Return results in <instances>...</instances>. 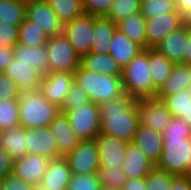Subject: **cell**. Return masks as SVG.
<instances>
[{
	"instance_id": "obj_10",
	"label": "cell",
	"mask_w": 191,
	"mask_h": 190,
	"mask_svg": "<svg viewBox=\"0 0 191 190\" xmlns=\"http://www.w3.org/2000/svg\"><path fill=\"white\" fill-rule=\"evenodd\" d=\"M136 102L140 124L162 133L173 117L166 104L156 98L138 99Z\"/></svg>"
},
{
	"instance_id": "obj_32",
	"label": "cell",
	"mask_w": 191,
	"mask_h": 190,
	"mask_svg": "<svg viewBox=\"0 0 191 190\" xmlns=\"http://www.w3.org/2000/svg\"><path fill=\"white\" fill-rule=\"evenodd\" d=\"M48 36L44 33L43 29L36 25L34 22L24 19L19 25L18 41L17 43L26 45L28 47H37L45 45Z\"/></svg>"
},
{
	"instance_id": "obj_18",
	"label": "cell",
	"mask_w": 191,
	"mask_h": 190,
	"mask_svg": "<svg viewBox=\"0 0 191 190\" xmlns=\"http://www.w3.org/2000/svg\"><path fill=\"white\" fill-rule=\"evenodd\" d=\"M188 22L167 35L156 47L174 64H185V50L187 47Z\"/></svg>"
},
{
	"instance_id": "obj_36",
	"label": "cell",
	"mask_w": 191,
	"mask_h": 190,
	"mask_svg": "<svg viewBox=\"0 0 191 190\" xmlns=\"http://www.w3.org/2000/svg\"><path fill=\"white\" fill-rule=\"evenodd\" d=\"M140 6L141 0H114L105 17L111 19L117 25L129 15L140 12Z\"/></svg>"
},
{
	"instance_id": "obj_3",
	"label": "cell",
	"mask_w": 191,
	"mask_h": 190,
	"mask_svg": "<svg viewBox=\"0 0 191 190\" xmlns=\"http://www.w3.org/2000/svg\"><path fill=\"white\" fill-rule=\"evenodd\" d=\"M74 82L82 87L90 101L97 105L123 96L122 77L100 74L83 69L81 66L73 73Z\"/></svg>"
},
{
	"instance_id": "obj_4",
	"label": "cell",
	"mask_w": 191,
	"mask_h": 190,
	"mask_svg": "<svg viewBox=\"0 0 191 190\" xmlns=\"http://www.w3.org/2000/svg\"><path fill=\"white\" fill-rule=\"evenodd\" d=\"M20 126L25 129L49 127L60 108L49 102L40 90L22 92L18 98Z\"/></svg>"
},
{
	"instance_id": "obj_34",
	"label": "cell",
	"mask_w": 191,
	"mask_h": 190,
	"mask_svg": "<svg viewBox=\"0 0 191 190\" xmlns=\"http://www.w3.org/2000/svg\"><path fill=\"white\" fill-rule=\"evenodd\" d=\"M25 18V3L19 0H0V22L20 25Z\"/></svg>"
},
{
	"instance_id": "obj_28",
	"label": "cell",
	"mask_w": 191,
	"mask_h": 190,
	"mask_svg": "<svg viewBox=\"0 0 191 190\" xmlns=\"http://www.w3.org/2000/svg\"><path fill=\"white\" fill-rule=\"evenodd\" d=\"M80 66L83 69L95 71L100 74L122 77V68L109 54H85L81 56Z\"/></svg>"
},
{
	"instance_id": "obj_21",
	"label": "cell",
	"mask_w": 191,
	"mask_h": 190,
	"mask_svg": "<svg viewBox=\"0 0 191 190\" xmlns=\"http://www.w3.org/2000/svg\"><path fill=\"white\" fill-rule=\"evenodd\" d=\"M191 83V65L175 64L170 77L159 86L155 98L163 101L166 97L188 89Z\"/></svg>"
},
{
	"instance_id": "obj_52",
	"label": "cell",
	"mask_w": 191,
	"mask_h": 190,
	"mask_svg": "<svg viewBox=\"0 0 191 190\" xmlns=\"http://www.w3.org/2000/svg\"><path fill=\"white\" fill-rule=\"evenodd\" d=\"M185 51V64L191 65V22H188L187 47Z\"/></svg>"
},
{
	"instance_id": "obj_26",
	"label": "cell",
	"mask_w": 191,
	"mask_h": 190,
	"mask_svg": "<svg viewBox=\"0 0 191 190\" xmlns=\"http://www.w3.org/2000/svg\"><path fill=\"white\" fill-rule=\"evenodd\" d=\"M117 25L105 16H94L92 48L89 53L108 54Z\"/></svg>"
},
{
	"instance_id": "obj_39",
	"label": "cell",
	"mask_w": 191,
	"mask_h": 190,
	"mask_svg": "<svg viewBox=\"0 0 191 190\" xmlns=\"http://www.w3.org/2000/svg\"><path fill=\"white\" fill-rule=\"evenodd\" d=\"M101 186L121 188L124 182L128 179L122 166L114 168L100 167L98 170Z\"/></svg>"
},
{
	"instance_id": "obj_58",
	"label": "cell",
	"mask_w": 191,
	"mask_h": 190,
	"mask_svg": "<svg viewBox=\"0 0 191 190\" xmlns=\"http://www.w3.org/2000/svg\"><path fill=\"white\" fill-rule=\"evenodd\" d=\"M188 90H189V92L191 93V83H190V85H189V87H188Z\"/></svg>"
},
{
	"instance_id": "obj_53",
	"label": "cell",
	"mask_w": 191,
	"mask_h": 190,
	"mask_svg": "<svg viewBox=\"0 0 191 190\" xmlns=\"http://www.w3.org/2000/svg\"><path fill=\"white\" fill-rule=\"evenodd\" d=\"M33 190H53V189H49L41 184H37L34 186V189Z\"/></svg>"
},
{
	"instance_id": "obj_14",
	"label": "cell",
	"mask_w": 191,
	"mask_h": 190,
	"mask_svg": "<svg viewBox=\"0 0 191 190\" xmlns=\"http://www.w3.org/2000/svg\"><path fill=\"white\" fill-rule=\"evenodd\" d=\"M94 140L98 148L100 167L114 168L123 165L129 142L102 133Z\"/></svg>"
},
{
	"instance_id": "obj_22",
	"label": "cell",
	"mask_w": 191,
	"mask_h": 190,
	"mask_svg": "<svg viewBox=\"0 0 191 190\" xmlns=\"http://www.w3.org/2000/svg\"><path fill=\"white\" fill-rule=\"evenodd\" d=\"M142 50L144 49L139 44L130 40L119 29H116L110 42L108 54L123 69Z\"/></svg>"
},
{
	"instance_id": "obj_56",
	"label": "cell",
	"mask_w": 191,
	"mask_h": 190,
	"mask_svg": "<svg viewBox=\"0 0 191 190\" xmlns=\"http://www.w3.org/2000/svg\"><path fill=\"white\" fill-rule=\"evenodd\" d=\"M191 145V143H190ZM189 175L191 176V146H190V164H189Z\"/></svg>"
},
{
	"instance_id": "obj_24",
	"label": "cell",
	"mask_w": 191,
	"mask_h": 190,
	"mask_svg": "<svg viewBox=\"0 0 191 190\" xmlns=\"http://www.w3.org/2000/svg\"><path fill=\"white\" fill-rule=\"evenodd\" d=\"M72 171L65 157L50 160L41 185L53 190H67Z\"/></svg>"
},
{
	"instance_id": "obj_50",
	"label": "cell",
	"mask_w": 191,
	"mask_h": 190,
	"mask_svg": "<svg viewBox=\"0 0 191 190\" xmlns=\"http://www.w3.org/2000/svg\"><path fill=\"white\" fill-rule=\"evenodd\" d=\"M170 190H191V176H175Z\"/></svg>"
},
{
	"instance_id": "obj_8",
	"label": "cell",
	"mask_w": 191,
	"mask_h": 190,
	"mask_svg": "<svg viewBox=\"0 0 191 190\" xmlns=\"http://www.w3.org/2000/svg\"><path fill=\"white\" fill-rule=\"evenodd\" d=\"M93 29L94 15L86 13L64 24L63 34L80 57L88 54L92 48Z\"/></svg>"
},
{
	"instance_id": "obj_57",
	"label": "cell",
	"mask_w": 191,
	"mask_h": 190,
	"mask_svg": "<svg viewBox=\"0 0 191 190\" xmlns=\"http://www.w3.org/2000/svg\"><path fill=\"white\" fill-rule=\"evenodd\" d=\"M3 187V178H0V190H2Z\"/></svg>"
},
{
	"instance_id": "obj_31",
	"label": "cell",
	"mask_w": 191,
	"mask_h": 190,
	"mask_svg": "<svg viewBox=\"0 0 191 190\" xmlns=\"http://www.w3.org/2000/svg\"><path fill=\"white\" fill-rule=\"evenodd\" d=\"M163 102L173 117H178L191 127V93L188 89L166 97Z\"/></svg>"
},
{
	"instance_id": "obj_27",
	"label": "cell",
	"mask_w": 191,
	"mask_h": 190,
	"mask_svg": "<svg viewBox=\"0 0 191 190\" xmlns=\"http://www.w3.org/2000/svg\"><path fill=\"white\" fill-rule=\"evenodd\" d=\"M14 58L35 68L42 76L49 72V58L45 45L28 47L17 43L14 46Z\"/></svg>"
},
{
	"instance_id": "obj_7",
	"label": "cell",
	"mask_w": 191,
	"mask_h": 190,
	"mask_svg": "<svg viewBox=\"0 0 191 190\" xmlns=\"http://www.w3.org/2000/svg\"><path fill=\"white\" fill-rule=\"evenodd\" d=\"M65 114L81 140H92L100 133L99 106L96 103L89 101Z\"/></svg>"
},
{
	"instance_id": "obj_29",
	"label": "cell",
	"mask_w": 191,
	"mask_h": 190,
	"mask_svg": "<svg viewBox=\"0 0 191 190\" xmlns=\"http://www.w3.org/2000/svg\"><path fill=\"white\" fill-rule=\"evenodd\" d=\"M117 29L146 49V19L141 12L129 15L117 24Z\"/></svg>"
},
{
	"instance_id": "obj_30",
	"label": "cell",
	"mask_w": 191,
	"mask_h": 190,
	"mask_svg": "<svg viewBox=\"0 0 191 190\" xmlns=\"http://www.w3.org/2000/svg\"><path fill=\"white\" fill-rule=\"evenodd\" d=\"M174 65L157 49L149 48V72L157 89L170 77Z\"/></svg>"
},
{
	"instance_id": "obj_23",
	"label": "cell",
	"mask_w": 191,
	"mask_h": 190,
	"mask_svg": "<svg viewBox=\"0 0 191 190\" xmlns=\"http://www.w3.org/2000/svg\"><path fill=\"white\" fill-rule=\"evenodd\" d=\"M132 142L157 164L163 149L162 133L140 124Z\"/></svg>"
},
{
	"instance_id": "obj_13",
	"label": "cell",
	"mask_w": 191,
	"mask_h": 190,
	"mask_svg": "<svg viewBox=\"0 0 191 190\" xmlns=\"http://www.w3.org/2000/svg\"><path fill=\"white\" fill-rule=\"evenodd\" d=\"M73 83V73L49 71L42 76L39 90L49 102L61 108Z\"/></svg>"
},
{
	"instance_id": "obj_35",
	"label": "cell",
	"mask_w": 191,
	"mask_h": 190,
	"mask_svg": "<svg viewBox=\"0 0 191 190\" xmlns=\"http://www.w3.org/2000/svg\"><path fill=\"white\" fill-rule=\"evenodd\" d=\"M20 126L18 99L0 101V132Z\"/></svg>"
},
{
	"instance_id": "obj_44",
	"label": "cell",
	"mask_w": 191,
	"mask_h": 190,
	"mask_svg": "<svg viewBox=\"0 0 191 190\" xmlns=\"http://www.w3.org/2000/svg\"><path fill=\"white\" fill-rule=\"evenodd\" d=\"M19 25L0 22V46L14 47L18 41Z\"/></svg>"
},
{
	"instance_id": "obj_55",
	"label": "cell",
	"mask_w": 191,
	"mask_h": 190,
	"mask_svg": "<svg viewBox=\"0 0 191 190\" xmlns=\"http://www.w3.org/2000/svg\"><path fill=\"white\" fill-rule=\"evenodd\" d=\"M19 1L27 4V3H30V2H35V1H40V0H19Z\"/></svg>"
},
{
	"instance_id": "obj_25",
	"label": "cell",
	"mask_w": 191,
	"mask_h": 190,
	"mask_svg": "<svg viewBox=\"0 0 191 190\" xmlns=\"http://www.w3.org/2000/svg\"><path fill=\"white\" fill-rule=\"evenodd\" d=\"M0 148L8 153L12 160L22 158L28 153L27 129L22 126L0 132Z\"/></svg>"
},
{
	"instance_id": "obj_6",
	"label": "cell",
	"mask_w": 191,
	"mask_h": 190,
	"mask_svg": "<svg viewBox=\"0 0 191 190\" xmlns=\"http://www.w3.org/2000/svg\"><path fill=\"white\" fill-rule=\"evenodd\" d=\"M45 46L49 71L74 73L80 67L81 57L63 33L49 37Z\"/></svg>"
},
{
	"instance_id": "obj_19",
	"label": "cell",
	"mask_w": 191,
	"mask_h": 190,
	"mask_svg": "<svg viewBox=\"0 0 191 190\" xmlns=\"http://www.w3.org/2000/svg\"><path fill=\"white\" fill-rule=\"evenodd\" d=\"M49 128L55 136L61 157H65L69 154L81 141L79 136L72 129L66 114L60 112L49 124Z\"/></svg>"
},
{
	"instance_id": "obj_11",
	"label": "cell",
	"mask_w": 191,
	"mask_h": 190,
	"mask_svg": "<svg viewBox=\"0 0 191 190\" xmlns=\"http://www.w3.org/2000/svg\"><path fill=\"white\" fill-rule=\"evenodd\" d=\"M26 19L41 27L48 37L63 33L64 23L45 0L27 3Z\"/></svg>"
},
{
	"instance_id": "obj_1",
	"label": "cell",
	"mask_w": 191,
	"mask_h": 190,
	"mask_svg": "<svg viewBox=\"0 0 191 190\" xmlns=\"http://www.w3.org/2000/svg\"><path fill=\"white\" fill-rule=\"evenodd\" d=\"M98 106L100 133L132 142L140 125L136 100L124 94Z\"/></svg>"
},
{
	"instance_id": "obj_5",
	"label": "cell",
	"mask_w": 191,
	"mask_h": 190,
	"mask_svg": "<svg viewBox=\"0 0 191 190\" xmlns=\"http://www.w3.org/2000/svg\"><path fill=\"white\" fill-rule=\"evenodd\" d=\"M163 149L157 168L177 176L189 175L191 138L162 137Z\"/></svg>"
},
{
	"instance_id": "obj_41",
	"label": "cell",
	"mask_w": 191,
	"mask_h": 190,
	"mask_svg": "<svg viewBox=\"0 0 191 190\" xmlns=\"http://www.w3.org/2000/svg\"><path fill=\"white\" fill-rule=\"evenodd\" d=\"M89 98L84 89L78 86L75 82L71 86L70 92L67 94L64 104L60 108V112L65 114L79 105L89 102Z\"/></svg>"
},
{
	"instance_id": "obj_15",
	"label": "cell",
	"mask_w": 191,
	"mask_h": 190,
	"mask_svg": "<svg viewBox=\"0 0 191 190\" xmlns=\"http://www.w3.org/2000/svg\"><path fill=\"white\" fill-rule=\"evenodd\" d=\"M49 162L50 159L46 157L27 153L13 161L12 173L25 182L37 185L41 183Z\"/></svg>"
},
{
	"instance_id": "obj_43",
	"label": "cell",
	"mask_w": 191,
	"mask_h": 190,
	"mask_svg": "<svg viewBox=\"0 0 191 190\" xmlns=\"http://www.w3.org/2000/svg\"><path fill=\"white\" fill-rule=\"evenodd\" d=\"M114 0H81L86 14L94 16H106Z\"/></svg>"
},
{
	"instance_id": "obj_45",
	"label": "cell",
	"mask_w": 191,
	"mask_h": 190,
	"mask_svg": "<svg viewBox=\"0 0 191 190\" xmlns=\"http://www.w3.org/2000/svg\"><path fill=\"white\" fill-rule=\"evenodd\" d=\"M21 92L16 83L3 72H0V101L7 99H18Z\"/></svg>"
},
{
	"instance_id": "obj_38",
	"label": "cell",
	"mask_w": 191,
	"mask_h": 190,
	"mask_svg": "<svg viewBox=\"0 0 191 190\" xmlns=\"http://www.w3.org/2000/svg\"><path fill=\"white\" fill-rule=\"evenodd\" d=\"M175 176L155 166L145 177V190H170Z\"/></svg>"
},
{
	"instance_id": "obj_49",
	"label": "cell",
	"mask_w": 191,
	"mask_h": 190,
	"mask_svg": "<svg viewBox=\"0 0 191 190\" xmlns=\"http://www.w3.org/2000/svg\"><path fill=\"white\" fill-rule=\"evenodd\" d=\"M14 58V47L0 46V72H4Z\"/></svg>"
},
{
	"instance_id": "obj_47",
	"label": "cell",
	"mask_w": 191,
	"mask_h": 190,
	"mask_svg": "<svg viewBox=\"0 0 191 190\" xmlns=\"http://www.w3.org/2000/svg\"><path fill=\"white\" fill-rule=\"evenodd\" d=\"M13 160L6 151L0 148V178L12 173Z\"/></svg>"
},
{
	"instance_id": "obj_17",
	"label": "cell",
	"mask_w": 191,
	"mask_h": 190,
	"mask_svg": "<svg viewBox=\"0 0 191 190\" xmlns=\"http://www.w3.org/2000/svg\"><path fill=\"white\" fill-rule=\"evenodd\" d=\"M3 73L16 83L21 93L40 89L42 75L29 64L16 58H13Z\"/></svg>"
},
{
	"instance_id": "obj_20",
	"label": "cell",
	"mask_w": 191,
	"mask_h": 190,
	"mask_svg": "<svg viewBox=\"0 0 191 190\" xmlns=\"http://www.w3.org/2000/svg\"><path fill=\"white\" fill-rule=\"evenodd\" d=\"M155 164L133 142H129L122 168L127 178H145Z\"/></svg>"
},
{
	"instance_id": "obj_33",
	"label": "cell",
	"mask_w": 191,
	"mask_h": 190,
	"mask_svg": "<svg viewBox=\"0 0 191 190\" xmlns=\"http://www.w3.org/2000/svg\"><path fill=\"white\" fill-rule=\"evenodd\" d=\"M59 19L65 24L80 17L85 12L81 0H45Z\"/></svg>"
},
{
	"instance_id": "obj_48",
	"label": "cell",
	"mask_w": 191,
	"mask_h": 190,
	"mask_svg": "<svg viewBox=\"0 0 191 190\" xmlns=\"http://www.w3.org/2000/svg\"><path fill=\"white\" fill-rule=\"evenodd\" d=\"M176 10L185 22H191V0H174Z\"/></svg>"
},
{
	"instance_id": "obj_51",
	"label": "cell",
	"mask_w": 191,
	"mask_h": 190,
	"mask_svg": "<svg viewBox=\"0 0 191 190\" xmlns=\"http://www.w3.org/2000/svg\"><path fill=\"white\" fill-rule=\"evenodd\" d=\"M122 190H145V178H128L123 186Z\"/></svg>"
},
{
	"instance_id": "obj_9",
	"label": "cell",
	"mask_w": 191,
	"mask_h": 190,
	"mask_svg": "<svg viewBox=\"0 0 191 190\" xmlns=\"http://www.w3.org/2000/svg\"><path fill=\"white\" fill-rule=\"evenodd\" d=\"M72 174L98 173L99 153L94 139L81 140L80 143L65 156Z\"/></svg>"
},
{
	"instance_id": "obj_54",
	"label": "cell",
	"mask_w": 191,
	"mask_h": 190,
	"mask_svg": "<svg viewBox=\"0 0 191 190\" xmlns=\"http://www.w3.org/2000/svg\"><path fill=\"white\" fill-rule=\"evenodd\" d=\"M100 190H122L121 188L105 187L101 186Z\"/></svg>"
},
{
	"instance_id": "obj_37",
	"label": "cell",
	"mask_w": 191,
	"mask_h": 190,
	"mask_svg": "<svg viewBox=\"0 0 191 190\" xmlns=\"http://www.w3.org/2000/svg\"><path fill=\"white\" fill-rule=\"evenodd\" d=\"M175 11L177 10L174 0H141L140 12L146 20Z\"/></svg>"
},
{
	"instance_id": "obj_40",
	"label": "cell",
	"mask_w": 191,
	"mask_h": 190,
	"mask_svg": "<svg viewBox=\"0 0 191 190\" xmlns=\"http://www.w3.org/2000/svg\"><path fill=\"white\" fill-rule=\"evenodd\" d=\"M98 173L72 174L67 190H100Z\"/></svg>"
},
{
	"instance_id": "obj_12",
	"label": "cell",
	"mask_w": 191,
	"mask_h": 190,
	"mask_svg": "<svg viewBox=\"0 0 191 190\" xmlns=\"http://www.w3.org/2000/svg\"><path fill=\"white\" fill-rule=\"evenodd\" d=\"M184 23L178 11L159 14L146 20V49L155 48L167 35Z\"/></svg>"
},
{
	"instance_id": "obj_2",
	"label": "cell",
	"mask_w": 191,
	"mask_h": 190,
	"mask_svg": "<svg viewBox=\"0 0 191 190\" xmlns=\"http://www.w3.org/2000/svg\"><path fill=\"white\" fill-rule=\"evenodd\" d=\"M124 93L134 100L155 98L157 88L149 72V48L142 50L122 69Z\"/></svg>"
},
{
	"instance_id": "obj_46",
	"label": "cell",
	"mask_w": 191,
	"mask_h": 190,
	"mask_svg": "<svg viewBox=\"0 0 191 190\" xmlns=\"http://www.w3.org/2000/svg\"><path fill=\"white\" fill-rule=\"evenodd\" d=\"M34 186L35 185L15 176L13 173H10L3 178L2 190H33Z\"/></svg>"
},
{
	"instance_id": "obj_16",
	"label": "cell",
	"mask_w": 191,
	"mask_h": 190,
	"mask_svg": "<svg viewBox=\"0 0 191 190\" xmlns=\"http://www.w3.org/2000/svg\"><path fill=\"white\" fill-rule=\"evenodd\" d=\"M27 150L50 160L60 158L55 136L49 127L27 129Z\"/></svg>"
},
{
	"instance_id": "obj_42",
	"label": "cell",
	"mask_w": 191,
	"mask_h": 190,
	"mask_svg": "<svg viewBox=\"0 0 191 190\" xmlns=\"http://www.w3.org/2000/svg\"><path fill=\"white\" fill-rule=\"evenodd\" d=\"M162 137L191 138V127L182 119L178 117H172L170 123L162 132Z\"/></svg>"
}]
</instances>
